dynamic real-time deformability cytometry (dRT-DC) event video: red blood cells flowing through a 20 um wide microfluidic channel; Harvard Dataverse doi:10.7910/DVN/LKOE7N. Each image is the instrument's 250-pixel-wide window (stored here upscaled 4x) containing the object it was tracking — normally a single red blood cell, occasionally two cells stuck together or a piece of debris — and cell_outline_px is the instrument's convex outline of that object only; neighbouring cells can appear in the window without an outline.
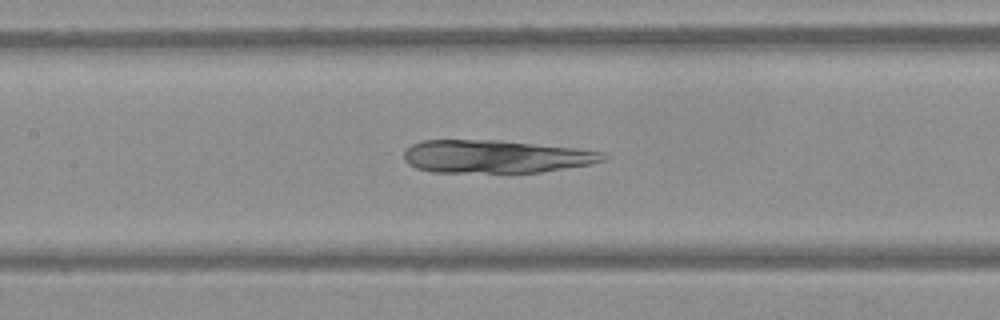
{"species": "Egyptian fruit bat (a non-hibernating species)", "species_latin": "Rousettus aegyptiacus", "temperature_condition": "warm", "stored_images_in_passage": 58, "camera_frame_rate_fps": 3000, "um_per_image_px": 0.085, "frame": {"image": 1, "passage_image": 25, "time_ms": 8.0, "image_size_px": [1000, 320], "cell_outline_px": [[608, 160], [588, 164], [540, 172], [432, 172], [416, 168], [408, 164], [404, 160], [404, 152], [412, 144], [420, 140], [500, 140], [572, 148], [604, 152], [608, 156]], "centroid_in_image_um": [42.1, 13.3], "position_along_channel_um": 165.3, "area_um2": 38.09}}
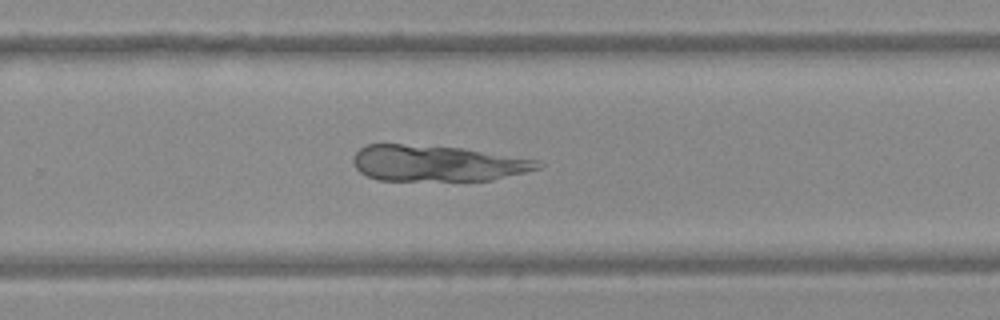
{"frame": {"image": 2, "passage_image": 37, "time_ms": 12.0, "image_size_px": [1000, 320], "cell_outline_px": [[544, 164], [540, 168], [492, 180], [380, 180], [368, 176], [360, 172], [356, 168], [352, 160], [352, 156], [364, 144], [400, 144], [464, 148], [540, 160]], "centroid_in_image_um": [37.16, 13.87], "position_along_channel_um": 292.6, "area_um2": 38.73}}
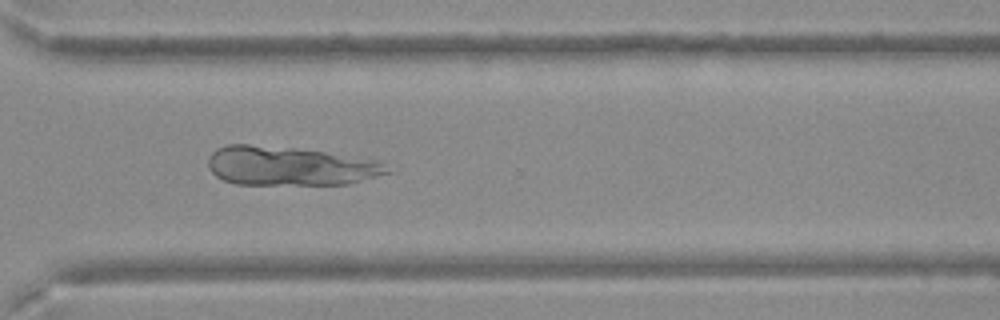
{"frame": {"image": 3, "passage_image": 42, "time_ms": 13.667, "image_size_px": [1000, 320], "cell_outline_px": [[392, 172], [348, 184], [236, 184], [224, 180], [216, 176], [208, 168], [208, 156], [216, 148], [228, 144], [248, 144], [292, 148], [324, 152], [380, 164], [388, 168]], "centroid_in_image_um": [24.47, 14.12], "position_along_channel_um": 346.1, "area_um2": 39.71}}